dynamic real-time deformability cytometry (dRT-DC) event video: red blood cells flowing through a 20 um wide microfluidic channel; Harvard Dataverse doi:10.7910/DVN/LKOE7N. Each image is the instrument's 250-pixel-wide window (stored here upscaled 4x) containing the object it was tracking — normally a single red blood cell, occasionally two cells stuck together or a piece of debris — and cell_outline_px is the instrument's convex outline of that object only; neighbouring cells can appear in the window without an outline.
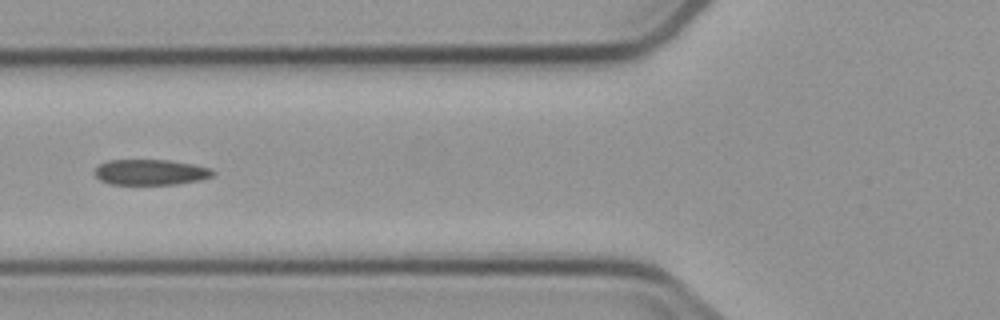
{"species": "common noctule bat (a hibernating species)", "species_latin": "Nyctalus noctula", "temperature_condition": "cold", "stored_images_in_passage": 6, "camera_frame_rate_fps": 3000, "um_per_image_px": 0.085, "animal": {"sex": "male", "body_mass_g": 23.1, "forearm_length_mm": 52.7}, "frame": {"image": 1, "passage_image": 6, "time_ms": 6.333, "image_size_px": [1000, 320], "cell_outline_px": [[216, 172], [212, 176], [200, 180], [176, 184], [112, 184], [100, 180], [96, 176], [96, 168], [100, 164], [108, 160], [168, 160], [196, 164], [212, 168]], "centroid_in_image_um": [12.86, 14.63], "position_along_channel_um": 112.9, "area_um2": 17.63}}